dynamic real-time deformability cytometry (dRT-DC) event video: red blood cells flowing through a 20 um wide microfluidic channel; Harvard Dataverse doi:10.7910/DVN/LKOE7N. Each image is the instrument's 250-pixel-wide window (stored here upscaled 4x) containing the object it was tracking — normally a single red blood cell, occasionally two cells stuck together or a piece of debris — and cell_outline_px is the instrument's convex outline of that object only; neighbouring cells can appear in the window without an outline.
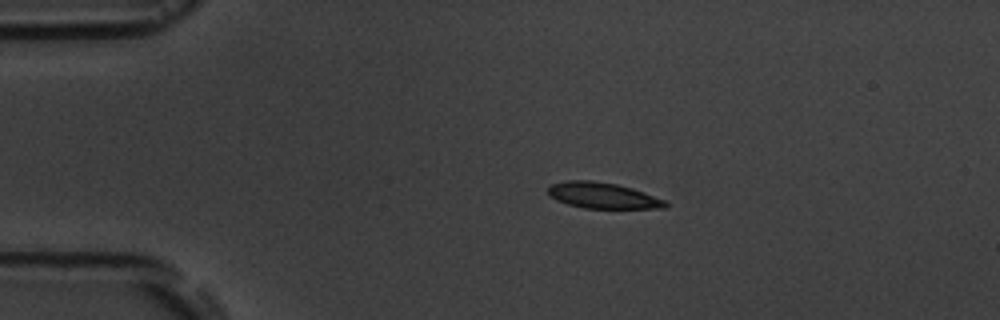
{"species": "common noctule bat (a hibernating species)", "species_latin": "Nyctalus noctula", "temperature_condition": "room temperature", "stored_images_in_passage": 6, "camera_frame_rate_fps": 3000, "um_per_image_px": 0.085, "animal": {"sex": "male", "body_mass_g": 19.5, "forearm_length_mm": 54.6}, "frame": {"image": 1, "passage_image": 4, "time_ms": 3.333, "image_size_px": [1000, 320], "cell_outline_px": [[668, 208], [584, 208], [568, 204], [556, 200], [548, 192], [548, 188], [552, 184], [568, 180], [592, 180], [616, 184], [632, 188], [668, 200]], "centroid_in_image_um": [51.29, 16.62], "position_along_channel_um": 33.7, "area_um2": 17.74}}
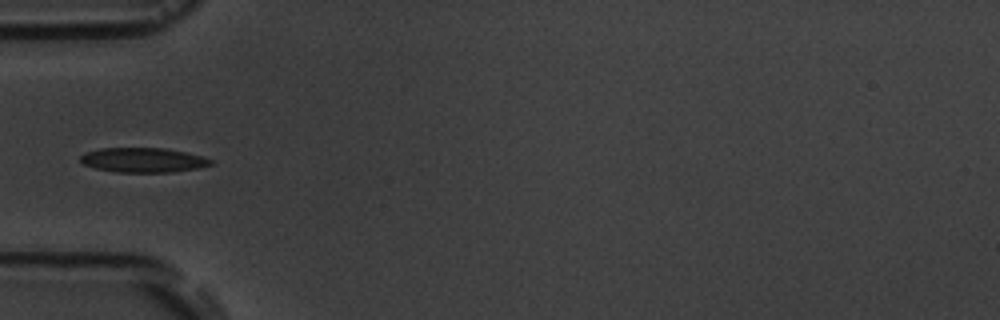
{"frame": {"image": 2, "passage_image": 6, "time_ms": 5.667, "image_size_px": [1000, 320], "cell_outline_px": [[212, 164], [196, 168], [172, 172], [116, 172], [96, 168], [84, 164], [80, 160], [80, 156], [84, 152], [100, 148], [164, 148], [184, 152], [200, 156], [212, 160]], "centroid_in_image_um": [12.11, 13.6], "position_along_channel_um": 72.9, "area_um2": 18.5}}